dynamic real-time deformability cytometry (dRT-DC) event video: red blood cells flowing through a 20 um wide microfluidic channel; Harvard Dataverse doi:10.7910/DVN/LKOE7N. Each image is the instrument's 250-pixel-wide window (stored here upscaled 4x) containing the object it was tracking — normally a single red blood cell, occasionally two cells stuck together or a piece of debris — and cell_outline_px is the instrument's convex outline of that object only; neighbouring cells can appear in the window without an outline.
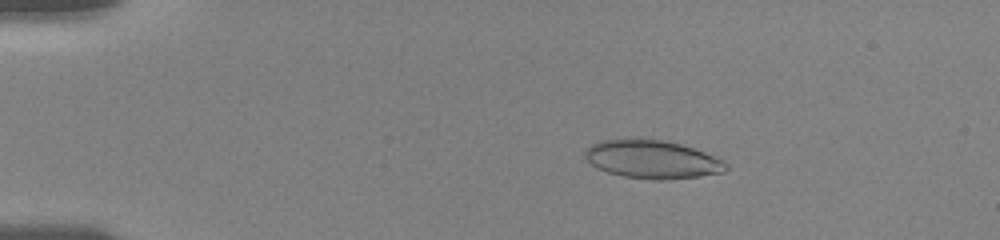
{"species": "human", "species_latin": "Homo sapiens", "temperature_condition": "room temperature", "stored_images_in_passage": 23, "camera_frame_rate_fps": 3000, "um_per_image_px": 0.085, "donor": {"sex": "female"}, "frame": {"image": 1, "passage_image": 7, "time_ms": 3.0, "image_size_px": [1000, 240], "cell_outline_px": [[728, 168], [724, 172], [700, 176], [664, 180], [652, 180], [624, 176], [608, 172], [596, 168], [584, 156], [584, 148], [600, 140], [640, 136], [668, 140], [704, 152], [724, 160], [728, 164]], "centroid_in_image_um": [55.41, 13.51], "position_along_channel_um": 29.6, "area_um2": 32.25}}
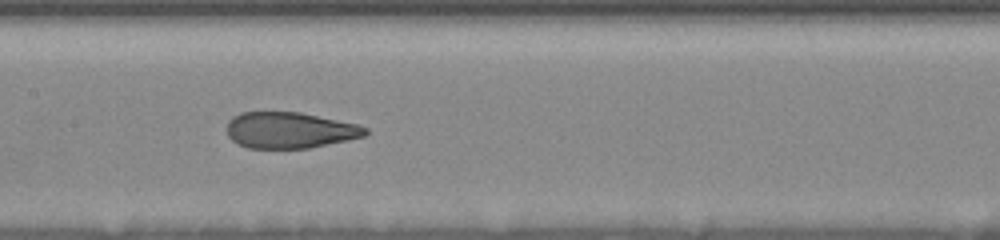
{"frame": {"image": 2, "passage_image": 20, "time_ms": 9.0, "image_size_px": [1000, 240], "cell_outline_px": [[368, 132], [364, 136], [308, 148], [248, 148], [232, 140], [228, 136], [228, 120], [232, 116], [240, 112], [300, 112], [356, 124], [368, 128]], "centroid_in_image_um": [24.6, 11.06], "position_along_channel_um": 182.8, "area_um2": 28.9}}
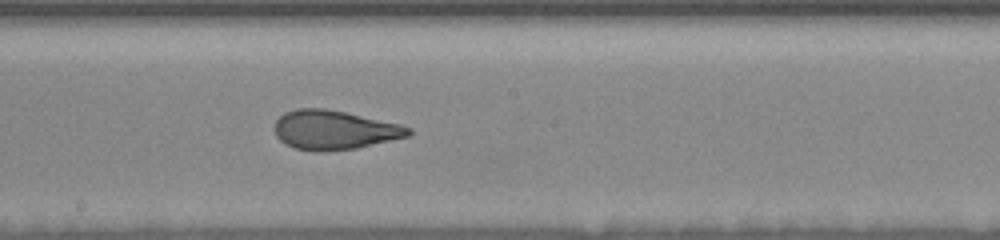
{"frame": {"image": 3, "passage_image": 23, "time_ms": 10.0, "image_size_px": [1000, 240], "cell_outline_px": [[412, 132], [408, 136], [356, 148], [296, 148], [284, 144], [276, 136], [276, 120], [284, 112], [296, 108], [324, 108], [344, 112], [400, 124], [412, 128]], "centroid_in_image_um": [28.42, 10.99], "position_along_channel_um": 219.8, "area_um2": 29.48}}